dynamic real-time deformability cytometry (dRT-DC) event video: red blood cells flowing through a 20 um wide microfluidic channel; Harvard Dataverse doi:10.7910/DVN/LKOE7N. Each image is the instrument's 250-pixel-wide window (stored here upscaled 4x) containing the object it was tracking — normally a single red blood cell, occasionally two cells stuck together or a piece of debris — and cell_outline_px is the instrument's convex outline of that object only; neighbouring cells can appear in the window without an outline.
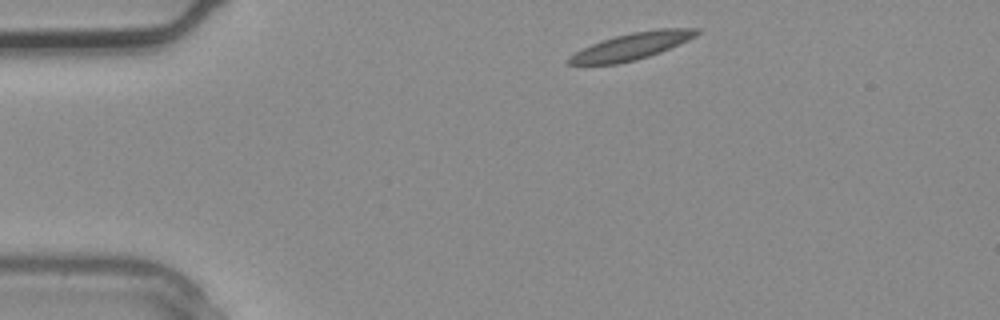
{"species": "common noctule bat (a hibernating species)", "species_latin": "Nyctalus noctula", "temperature_condition": "warm", "stored_images_in_passage": 1, "camera_frame_rate_fps": 3000, "um_per_image_px": 0.085, "animal": {"sex": "male", "body_mass_g": 20.4}, "frame": {"image": 1, "passage_image": 1, "time_ms": 0.0, "image_size_px": [1000, 320], "cell_outline_px": [[700, 32], [696, 36], [688, 40], [660, 52], [636, 60], [616, 64], [568, 64], [564, 60], [576, 52], [592, 44], [616, 36], [632, 32], [656, 28], [700, 28]], "centroid_in_image_um": [53.73, 3.92], "position_along_channel_um": 31.3, "area_um2": 19.77}}